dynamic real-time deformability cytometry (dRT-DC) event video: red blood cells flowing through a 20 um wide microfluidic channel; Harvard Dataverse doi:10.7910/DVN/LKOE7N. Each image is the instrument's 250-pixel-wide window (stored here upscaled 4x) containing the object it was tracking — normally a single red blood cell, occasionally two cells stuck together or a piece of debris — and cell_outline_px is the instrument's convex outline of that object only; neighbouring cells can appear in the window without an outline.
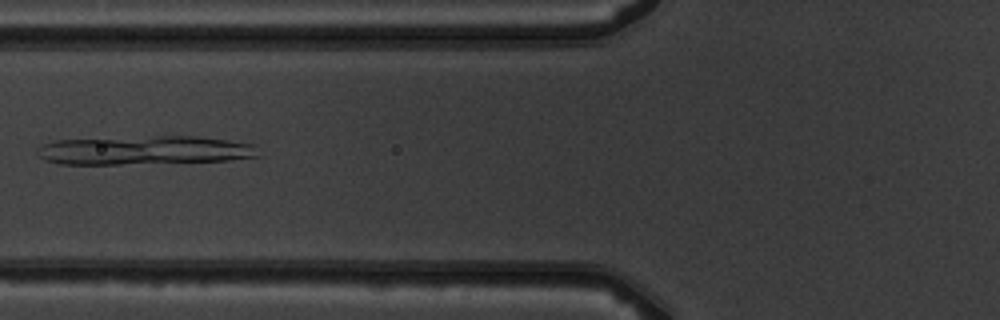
{"species": "common noctule bat (a hibernating species)", "species_latin": "Nyctalus noctula", "temperature_condition": "warm", "stored_images_in_passage": 7, "camera_frame_rate_fps": 3000, "um_per_image_px": 0.085, "animal": {"sex": "male", "body_mass_g": 19.5, "forearm_length_mm": 54.6}, "frame": {"image": 1, "passage_image": 6, "time_ms": 5.667, "image_size_px": [1000, 320], "cell_outline_px": [[260, 156], [228, 160], [120, 164], [60, 164], [44, 160], [36, 152], [36, 148], [40, 144], [56, 140], [156, 136], [200, 136], [228, 140], [252, 144]], "centroid_in_image_um": [12.22, 12.77], "position_along_channel_um": 113.6, "area_um2": 36.99}}